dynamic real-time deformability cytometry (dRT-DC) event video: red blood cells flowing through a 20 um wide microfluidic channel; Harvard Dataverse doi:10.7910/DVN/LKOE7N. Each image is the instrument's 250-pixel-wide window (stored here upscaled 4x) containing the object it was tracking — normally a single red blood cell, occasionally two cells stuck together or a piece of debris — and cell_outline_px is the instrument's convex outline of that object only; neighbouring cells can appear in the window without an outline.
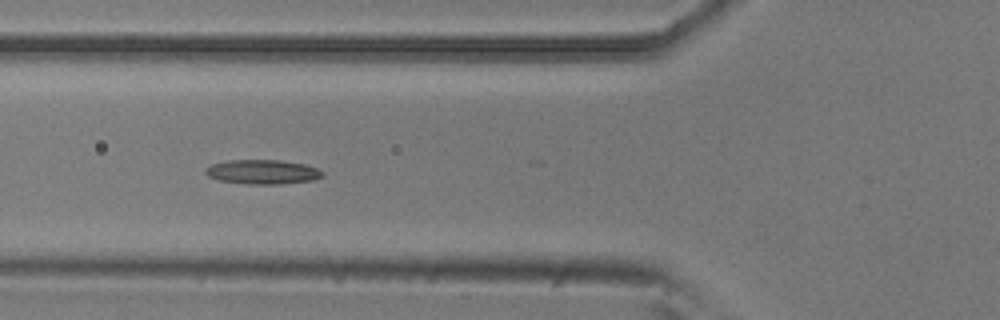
{"species": "common noctule bat (a hibernating species)", "species_latin": "Nyctalus noctula", "temperature_condition": "room temperature", "stored_images_in_passage": 8, "camera_frame_rate_fps": 3000, "um_per_image_px": 0.085, "animal": {"sex": "male", "body_mass_g": 20.5, "forearm_length_mm": 52.5}, "frame": {"image": 1, "passage_image": 3, "time_ms": 0.667, "image_size_px": [1000, 320], "cell_outline_px": [[324, 176], [312, 180], [280, 184], [248, 184], [220, 180], [208, 176], [204, 172], [212, 164], [228, 160], [280, 160], [304, 164], [316, 168], [324, 172]], "centroid_in_image_um": [22.34, 14.61], "position_along_channel_um": 103.5, "area_um2": 16.47}}
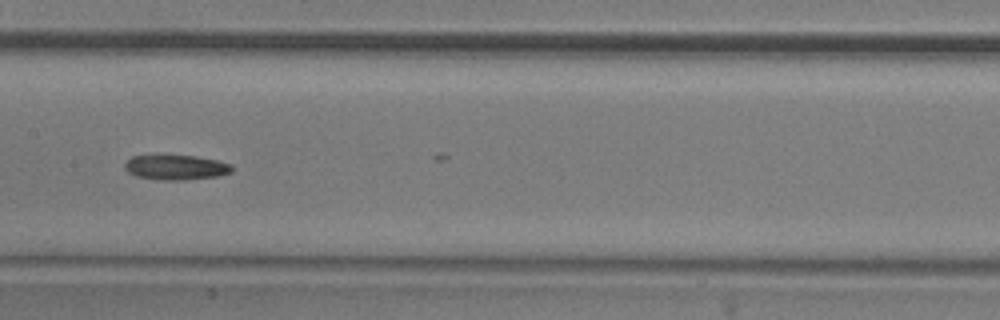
{"frame": {"image": 2, "passage_image": 5, "time_ms": 1.333, "image_size_px": [1000, 320], "cell_outline_px": [[232, 172], [216, 176], [180, 180], [164, 180], [136, 176], [128, 172], [124, 168], [124, 164], [132, 156], [196, 156], [216, 160], [232, 164]], "centroid_in_image_um": [14.96, 14.23], "position_along_channel_um": 192.4, "area_um2": 15.26}}
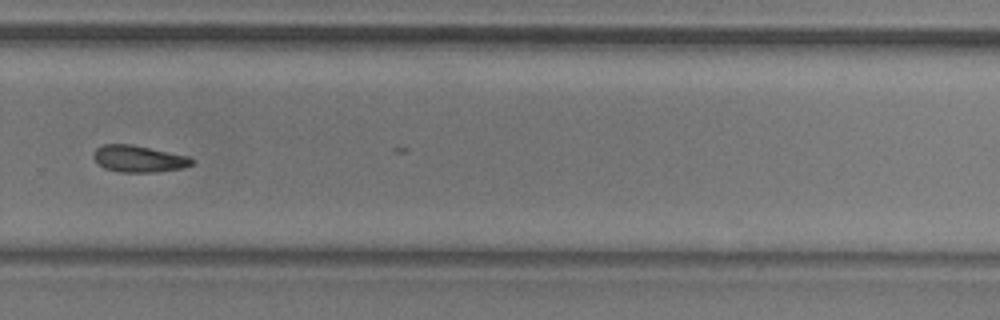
{"frame": {"image": 3, "passage_image": 8, "time_ms": 2.333, "image_size_px": [1000, 320], "cell_outline_px": [[196, 164], [184, 168], [156, 172], [120, 172], [104, 168], [92, 156], [96, 148], [104, 144], [132, 144], [188, 156], [196, 160]], "centroid_in_image_um": [11.85, 13.5], "position_along_channel_um": 318.0, "area_um2": 15.43}}